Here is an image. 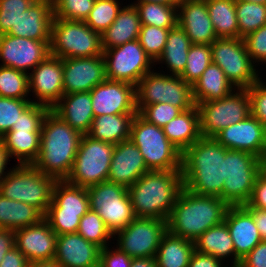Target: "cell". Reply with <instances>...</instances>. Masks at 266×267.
Wrapping results in <instances>:
<instances>
[{
	"label": "cell",
	"instance_id": "obj_36",
	"mask_svg": "<svg viewBox=\"0 0 266 267\" xmlns=\"http://www.w3.org/2000/svg\"><path fill=\"white\" fill-rule=\"evenodd\" d=\"M0 140L18 164H33L40 150L41 131H8Z\"/></svg>",
	"mask_w": 266,
	"mask_h": 267
},
{
	"label": "cell",
	"instance_id": "obj_34",
	"mask_svg": "<svg viewBox=\"0 0 266 267\" xmlns=\"http://www.w3.org/2000/svg\"><path fill=\"white\" fill-rule=\"evenodd\" d=\"M194 251V242L167 231L155 256L157 267H188Z\"/></svg>",
	"mask_w": 266,
	"mask_h": 267
},
{
	"label": "cell",
	"instance_id": "obj_27",
	"mask_svg": "<svg viewBox=\"0 0 266 267\" xmlns=\"http://www.w3.org/2000/svg\"><path fill=\"white\" fill-rule=\"evenodd\" d=\"M224 221L233 240L235 255L241 260L262 240L254 218L243 205L229 206Z\"/></svg>",
	"mask_w": 266,
	"mask_h": 267
},
{
	"label": "cell",
	"instance_id": "obj_6",
	"mask_svg": "<svg viewBox=\"0 0 266 267\" xmlns=\"http://www.w3.org/2000/svg\"><path fill=\"white\" fill-rule=\"evenodd\" d=\"M130 140L139 148L151 170H182V153L168 140L161 127L135 115Z\"/></svg>",
	"mask_w": 266,
	"mask_h": 267
},
{
	"label": "cell",
	"instance_id": "obj_47",
	"mask_svg": "<svg viewBox=\"0 0 266 267\" xmlns=\"http://www.w3.org/2000/svg\"><path fill=\"white\" fill-rule=\"evenodd\" d=\"M32 103L31 99L0 97V137L12 129L19 116Z\"/></svg>",
	"mask_w": 266,
	"mask_h": 267
},
{
	"label": "cell",
	"instance_id": "obj_37",
	"mask_svg": "<svg viewBox=\"0 0 266 267\" xmlns=\"http://www.w3.org/2000/svg\"><path fill=\"white\" fill-rule=\"evenodd\" d=\"M190 46L189 37L177 25L169 30L163 53L156 62H164L171 75H180L186 66Z\"/></svg>",
	"mask_w": 266,
	"mask_h": 267
},
{
	"label": "cell",
	"instance_id": "obj_38",
	"mask_svg": "<svg viewBox=\"0 0 266 267\" xmlns=\"http://www.w3.org/2000/svg\"><path fill=\"white\" fill-rule=\"evenodd\" d=\"M217 38H239L235 0H205Z\"/></svg>",
	"mask_w": 266,
	"mask_h": 267
},
{
	"label": "cell",
	"instance_id": "obj_39",
	"mask_svg": "<svg viewBox=\"0 0 266 267\" xmlns=\"http://www.w3.org/2000/svg\"><path fill=\"white\" fill-rule=\"evenodd\" d=\"M139 12L141 25L172 29L178 25V5L159 3H132Z\"/></svg>",
	"mask_w": 266,
	"mask_h": 267
},
{
	"label": "cell",
	"instance_id": "obj_12",
	"mask_svg": "<svg viewBox=\"0 0 266 267\" xmlns=\"http://www.w3.org/2000/svg\"><path fill=\"white\" fill-rule=\"evenodd\" d=\"M210 47L212 62L223 70L235 88L247 89L261 78L255 68L257 65L247 53L243 38H217Z\"/></svg>",
	"mask_w": 266,
	"mask_h": 267
},
{
	"label": "cell",
	"instance_id": "obj_60",
	"mask_svg": "<svg viewBox=\"0 0 266 267\" xmlns=\"http://www.w3.org/2000/svg\"><path fill=\"white\" fill-rule=\"evenodd\" d=\"M10 152L9 150L6 148L5 144L0 140V183L3 180V178L9 173L6 172L5 170H7V166L8 165V161L10 162Z\"/></svg>",
	"mask_w": 266,
	"mask_h": 267
},
{
	"label": "cell",
	"instance_id": "obj_56",
	"mask_svg": "<svg viewBox=\"0 0 266 267\" xmlns=\"http://www.w3.org/2000/svg\"><path fill=\"white\" fill-rule=\"evenodd\" d=\"M29 261L16 246L11 248L4 256L0 267H28Z\"/></svg>",
	"mask_w": 266,
	"mask_h": 267
},
{
	"label": "cell",
	"instance_id": "obj_53",
	"mask_svg": "<svg viewBox=\"0 0 266 267\" xmlns=\"http://www.w3.org/2000/svg\"><path fill=\"white\" fill-rule=\"evenodd\" d=\"M132 259L118 247L111 250L107 246L101 249L99 267H130Z\"/></svg>",
	"mask_w": 266,
	"mask_h": 267
},
{
	"label": "cell",
	"instance_id": "obj_8",
	"mask_svg": "<svg viewBox=\"0 0 266 267\" xmlns=\"http://www.w3.org/2000/svg\"><path fill=\"white\" fill-rule=\"evenodd\" d=\"M89 210L87 188L56 181L44 219L57 235L77 233L82 216Z\"/></svg>",
	"mask_w": 266,
	"mask_h": 267
},
{
	"label": "cell",
	"instance_id": "obj_57",
	"mask_svg": "<svg viewBox=\"0 0 266 267\" xmlns=\"http://www.w3.org/2000/svg\"><path fill=\"white\" fill-rule=\"evenodd\" d=\"M223 263L214 256L194 251L188 267H227Z\"/></svg>",
	"mask_w": 266,
	"mask_h": 267
},
{
	"label": "cell",
	"instance_id": "obj_63",
	"mask_svg": "<svg viewBox=\"0 0 266 267\" xmlns=\"http://www.w3.org/2000/svg\"><path fill=\"white\" fill-rule=\"evenodd\" d=\"M259 172L264 178H266V146L259 156Z\"/></svg>",
	"mask_w": 266,
	"mask_h": 267
},
{
	"label": "cell",
	"instance_id": "obj_2",
	"mask_svg": "<svg viewBox=\"0 0 266 267\" xmlns=\"http://www.w3.org/2000/svg\"><path fill=\"white\" fill-rule=\"evenodd\" d=\"M82 136L50 110L42 124L40 150L32 165L56 181L66 180Z\"/></svg>",
	"mask_w": 266,
	"mask_h": 267
},
{
	"label": "cell",
	"instance_id": "obj_44",
	"mask_svg": "<svg viewBox=\"0 0 266 267\" xmlns=\"http://www.w3.org/2000/svg\"><path fill=\"white\" fill-rule=\"evenodd\" d=\"M118 0H95L84 21L93 31L102 34L116 19L121 8Z\"/></svg>",
	"mask_w": 266,
	"mask_h": 267
},
{
	"label": "cell",
	"instance_id": "obj_10",
	"mask_svg": "<svg viewBox=\"0 0 266 267\" xmlns=\"http://www.w3.org/2000/svg\"><path fill=\"white\" fill-rule=\"evenodd\" d=\"M115 145L83 134L72 169L65 181L89 188L108 180Z\"/></svg>",
	"mask_w": 266,
	"mask_h": 267
},
{
	"label": "cell",
	"instance_id": "obj_23",
	"mask_svg": "<svg viewBox=\"0 0 266 267\" xmlns=\"http://www.w3.org/2000/svg\"><path fill=\"white\" fill-rule=\"evenodd\" d=\"M178 25L191 44H209L217 39L205 0H179Z\"/></svg>",
	"mask_w": 266,
	"mask_h": 267
},
{
	"label": "cell",
	"instance_id": "obj_22",
	"mask_svg": "<svg viewBox=\"0 0 266 267\" xmlns=\"http://www.w3.org/2000/svg\"><path fill=\"white\" fill-rule=\"evenodd\" d=\"M57 234L48 222L39 223L15 230V246L29 262L53 260L56 254Z\"/></svg>",
	"mask_w": 266,
	"mask_h": 267
},
{
	"label": "cell",
	"instance_id": "obj_19",
	"mask_svg": "<svg viewBox=\"0 0 266 267\" xmlns=\"http://www.w3.org/2000/svg\"><path fill=\"white\" fill-rule=\"evenodd\" d=\"M37 103L52 109L64 95L63 59L49 55L29 72V92Z\"/></svg>",
	"mask_w": 266,
	"mask_h": 267
},
{
	"label": "cell",
	"instance_id": "obj_20",
	"mask_svg": "<svg viewBox=\"0 0 266 267\" xmlns=\"http://www.w3.org/2000/svg\"><path fill=\"white\" fill-rule=\"evenodd\" d=\"M107 79L103 55L63 59L64 95L88 92Z\"/></svg>",
	"mask_w": 266,
	"mask_h": 267
},
{
	"label": "cell",
	"instance_id": "obj_28",
	"mask_svg": "<svg viewBox=\"0 0 266 267\" xmlns=\"http://www.w3.org/2000/svg\"><path fill=\"white\" fill-rule=\"evenodd\" d=\"M51 110L82 134L90 131L94 119L90 91L63 95Z\"/></svg>",
	"mask_w": 266,
	"mask_h": 267
},
{
	"label": "cell",
	"instance_id": "obj_61",
	"mask_svg": "<svg viewBox=\"0 0 266 267\" xmlns=\"http://www.w3.org/2000/svg\"><path fill=\"white\" fill-rule=\"evenodd\" d=\"M130 267H157L155 258H133Z\"/></svg>",
	"mask_w": 266,
	"mask_h": 267
},
{
	"label": "cell",
	"instance_id": "obj_15",
	"mask_svg": "<svg viewBox=\"0 0 266 267\" xmlns=\"http://www.w3.org/2000/svg\"><path fill=\"white\" fill-rule=\"evenodd\" d=\"M167 231V220L135 218L114 234L117 238L116 247L131 258H155L162 237Z\"/></svg>",
	"mask_w": 266,
	"mask_h": 267
},
{
	"label": "cell",
	"instance_id": "obj_3",
	"mask_svg": "<svg viewBox=\"0 0 266 267\" xmlns=\"http://www.w3.org/2000/svg\"><path fill=\"white\" fill-rule=\"evenodd\" d=\"M228 207L218 196L198 195L183 187L167 219L168 232L194 242L224 221Z\"/></svg>",
	"mask_w": 266,
	"mask_h": 267
},
{
	"label": "cell",
	"instance_id": "obj_13",
	"mask_svg": "<svg viewBox=\"0 0 266 267\" xmlns=\"http://www.w3.org/2000/svg\"><path fill=\"white\" fill-rule=\"evenodd\" d=\"M236 91L222 99L197 104L202 137L214 138L224 128L244 120L251 114L247 89Z\"/></svg>",
	"mask_w": 266,
	"mask_h": 267
},
{
	"label": "cell",
	"instance_id": "obj_51",
	"mask_svg": "<svg viewBox=\"0 0 266 267\" xmlns=\"http://www.w3.org/2000/svg\"><path fill=\"white\" fill-rule=\"evenodd\" d=\"M260 78L247 88L250 98L251 115L258 119L266 128V83Z\"/></svg>",
	"mask_w": 266,
	"mask_h": 267
},
{
	"label": "cell",
	"instance_id": "obj_5",
	"mask_svg": "<svg viewBox=\"0 0 266 267\" xmlns=\"http://www.w3.org/2000/svg\"><path fill=\"white\" fill-rule=\"evenodd\" d=\"M56 180L32 164H17L0 183V194L14 201L24 202L45 215L52 201Z\"/></svg>",
	"mask_w": 266,
	"mask_h": 267
},
{
	"label": "cell",
	"instance_id": "obj_31",
	"mask_svg": "<svg viewBox=\"0 0 266 267\" xmlns=\"http://www.w3.org/2000/svg\"><path fill=\"white\" fill-rule=\"evenodd\" d=\"M140 28L136 7L129 4L124 6L114 22L101 34L103 51L138 39Z\"/></svg>",
	"mask_w": 266,
	"mask_h": 267
},
{
	"label": "cell",
	"instance_id": "obj_49",
	"mask_svg": "<svg viewBox=\"0 0 266 267\" xmlns=\"http://www.w3.org/2000/svg\"><path fill=\"white\" fill-rule=\"evenodd\" d=\"M181 112L180 108L169 103H156L145 105L138 111V114L147 122L162 128Z\"/></svg>",
	"mask_w": 266,
	"mask_h": 267
},
{
	"label": "cell",
	"instance_id": "obj_40",
	"mask_svg": "<svg viewBox=\"0 0 266 267\" xmlns=\"http://www.w3.org/2000/svg\"><path fill=\"white\" fill-rule=\"evenodd\" d=\"M239 38L258 30L266 24V5L235 0Z\"/></svg>",
	"mask_w": 266,
	"mask_h": 267
},
{
	"label": "cell",
	"instance_id": "obj_59",
	"mask_svg": "<svg viewBox=\"0 0 266 267\" xmlns=\"http://www.w3.org/2000/svg\"><path fill=\"white\" fill-rule=\"evenodd\" d=\"M253 216L255 226L257 227L261 239L266 240V210L246 208Z\"/></svg>",
	"mask_w": 266,
	"mask_h": 267
},
{
	"label": "cell",
	"instance_id": "obj_17",
	"mask_svg": "<svg viewBox=\"0 0 266 267\" xmlns=\"http://www.w3.org/2000/svg\"><path fill=\"white\" fill-rule=\"evenodd\" d=\"M49 55L50 41H36L8 34L0 35V60L2 61L0 66L28 73Z\"/></svg>",
	"mask_w": 266,
	"mask_h": 267
},
{
	"label": "cell",
	"instance_id": "obj_7",
	"mask_svg": "<svg viewBox=\"0 0 266 267\" xmlns=\"http://www.w3.org/2000/svg\"><path fill=\"white\" fill-rule=\"evenodd\" d=\"M50 55L61 59L103 55L101 34L84 21L53 17Z\"/></svg>",
	"mask_w": 266,
	"mask_h": 267
},
{
	"label": "cell",
	"instance_id": "obj_46",
	"mask_svg": "<svg viewBox=\"0 0 266 267\" xmlns=\"http://www.w3.org/2000/svg\"><path fill=\"white\" fill-rule=\"evenodd\" d=\"M95 0H53L55 18L85 21Z\"/></svg>",
	"mask_w": 266,
	"mask_h": 267
},
{
	"label": "cell",
	"instance_id": "obj_62",
	"mask_svg": "<svg viewBox=\"0 0 266 267\" xmlns=\"http://www.w3.org/2000/svg\"><path fill=\"white\" fill-rule=\"evenodd\" d=\"M28 267H61L54 259L29 262Z\"/></svg>",
	"mask_w": 266,
	"mask_h": 267
},
{
	"label": "cell",
	"instance_id": "obj_32",
	"mask_svg": "<svg viewBox=\"0 0 266 267\" xmlns=\"http://www.w3.org/2000/svg\"><path fill=\"white\" fill-rule=\"evenodd\" d=\"M193 99L197 105L200 102L222 99L236 88L227 79L223 70L215 63H211L201 77L192 85Z\"/></svg>",
	"mask_w": 266,
	"mask_h": 267
},
{
	"label": "cell",
	"instance_id": "obj_4",
	"mask_svg": "<svg viewBox=\"0 0 266 267\" xmlns=\"http://www.w3.org/2000/svg\"><path fill=\"white\" fill-rule=\"evenodd\" d=\"M182 188V170H151L127 190L136 218L167 220Z\"/></svg>",
	"mask_w": 266,
	"mask_h": 267
},
{
	"label": "cell",
	"instance_id": "obj_18",
	"mask_svg": "<svg viewBox=\"0 0 266 267\" xmlns=\"http://www.w3.org/2000/svg\"><path fill=\"white\" fill-rule=\"evenodd\" d=\"M94 117L101 115L137 114L136 86L106 79L91 91Z\"/></svg>",
	"mask_w": 266,
	"mask_h": 267
},
{
	"label": "cell",
	"instance_id": "obj_9",
	"mask_svg": "<svg viewBox=\"0 0 266 267\" xmlns=\"http://www.w3.org/2000/svg\"><path fill=\"white\" fill-rule=\"evenodd\" d=\"M169 103L186 111L196 104L193 99L192 85L179 75L161 74L153 70L143 76L136 85V108L145 105Z\"/></svg>",
	"mask_w": 266,
	"mask_h": 267
},
{
	"label": "cell",
	"instance_id": "obj_29",
	"mask_svg": "<svg viewBox=\"0 0 266 267\" xmlns=\"http://www.w3.org/2000/svg\"><path fill=\"white\" fill-rule=\"evenodd\" d=\"M168 140L183 154L202 135L200 131V114L197 105L182 111L164 127Z\"/></svg>",
	"mask_w": 266,
	"mask_h": 267
},
{
	"label": "cell",
	"instance_id": "obj_1",
	"mask_svg": "<svg viewBox=\"0 0 266 267\" xmlns=\"http://www.w3.org/2000/svg\"><path fill=\"white\" fill-rule=\"evenodd\" d=\"M215 138L201 137L182 154L183 187L198 195L223 200L225 153Z\"/></svg>",
	"mask_w": 266,
	"mask_h": 267
},
{
	"label": "cell",
	"instance_id": "obj_26",
	"mask_svg": "<svg viewBox=\"0 0 266 267\" xmlns=\"http://www.w3.org/2000/svg\"><path fill=\"white\" fill-rule=\"evenodd\" d=\"M53 17V0H36L6 34L36 41H51Z\"/></svg>",
	"mask_w": 266,
	"mask_h": 267
},
{
	"label": "cell",
	"instance_id": "obj_30",
	"mask_svg": "<svg viewBox=\"0 0 266 267\" xmlns=\"http://www.w3.org/2000/svg\"><path fill=\"white\" fill-rule=\"evenodd\" d=\"M194 246L195 251L214 256L222 262L232 257L230 267H238L240 264L225 221L206 230L194 241Z\"/></svg>",
	"mask_w": 266,
	"mask_h": 267
},
{
	"label": "cell",
	"instance_id": "obj_21",
	"mask_svg": "<svg viewBox=\"0 0 266 267\" xmlns=\"http://www.w3.org/2000/svg\"><path fill=\"white\" fill-rule=\"evenodd\" d=\"M228 150L243 151L258 157L266 146V128L251 114L214 137Z\"/></svg>",
	"mask_w": 266,
	"mask_h": 267
},
{
	"label": "cell",
	"instance_id": "obj_35",
	"mask_svg": "<svg viewBox=\"0 0 266 267\" xmlns=\"http://www.w3.org/2000/svg\"><path fill=\"white\" fill-rule=\"evenodd\" d=\"M42 219L44 215L37 208L0 194V228L15 231L39 223Z\"/></svg>",
	"mask_w": 266,
	"mask_h": 267
},
{
	"label": "cell",
	"instance_id": "obj_50",
	"mask_svg": "<svg viewBox=\"0 0 266 267\" xmlns=\"http://www.w3.org/2000/svg\"><path fill=\"white\" fill-rule=\"evenodd\" d=\"M51 109L32 103L14 123L10 131H41L45 116Z\"/></svg>",
	"mask_w": 266,
	"mask_h": 267
},
{
	"label": "cell",
	"instance_id": "obj_16",
	"mask_svg": "<svg viewBox=\"0 0 266 267\" xmlns=\"http://www.w3.org/2000/svg\"><path fill=\"white\" fill-rule=\"evenodd\" d=\"M107 79L136 86L154 62L138 39L103 51Z\"/></svg>",
	"mask_w": 266,
	"mask_h": 267
},
{
	"label": "cell",
	"instance_id": "obj_65",
	"mask_svg": "<svg viewBox=\"0 0 266 267\" xmlns=\"http://www.w3.org/2000/svg\"><path fill=\"white\" fill-rule=\"evenodd\" d=\"M240 1H247V2H253V3L266 5V0H240Z\"/></svg>",
	"mask_w": 266,
	"mask_h": 267
},
{
	"label": "cell",
	"instance_id": "obj_45",
	"mask_svg": "<svg viewBox=\"0 0 266 267\" xmlns=\"http://www.w3.org/2000/svg\"><path fill=\"white\" fill-rule=\"evenodd\" d=\"M169 30L151 25H141L138 41L154 63L163 53Z\"/></svg>",
	"mask_w": 266,
	"mask_h": 267
},
{
	"label": "cell",
	"instance_id": "obj_25",
	"mask_svg": "<svg viewBox=\"0 0 266 267\" xmlns=\"http://www.w3.org/2000/svg\"><path fill=\"white\" fill-rule=\"evenodd\" d=\"M101 247L79 233L57 235L54 260L61 267H99Z\"/></svg>",
	"mask_w": 266,
	"mask_h": 267
},
{
	"label": "cell",
	"instance_id": "obj_54",
	"mask_svg": "<svg viewBox=\"0 0 266 267\" xmlns=\"http://www.w3.org/2000/svg\"><path fill=\"white\" fill-rule=\"evenodd\" d=\"M245 208L266 210V178L262 175L256 177L249 201L243 205Z\"/></svg>",
	"mask_w": 266,
	"mask_h": 267
},
{
	"label": "cell",
	"instance_id": "obj_33",
	"mask_svg": "<svg viewBox=\"0 0 266 267\" xmlns=\"http://www.w3.org/2000/svg\"><path fill=\"white\" fill-rule=\"evenodd\" d=\"M136 114H108L94 117L90 131L92 139L114 145L130 139L131 125Z\"/></svg>",
	"mask_w": 266,
	"mask_h": 267
},
{
	"label": "cell",
	"instance_id": "obj_58",
	"mask_svg": "<svg viewBox=\"0 0 266 267\" xmlns=\"http://www.w3.org/2000/svg\"><path fill=\"white\" fill-rule=\"evenodd\" d=\"M15 246V231L8 228H0V263L6 253Z\"/></svg>",
	"mask_w": 266,
	"mask_h": 267
},
{
	"label": "cell",
	"instance_id": "obj_11",
	"mask_svg": "<svg viewBox=\"0 0 266 267\" xmlns=\"http://www.w3.org/2000/svg\"><path fill=\"white\" fill-rule=\"evenodd\" d=\"M87 192L90 210L99 214L113 235L136 218L125 187L106 181L87 188Z\"/></svg>",
	"mask_w": 266,
	"mask_h": 267
},
{
	"label": "cell",
	"instance_id": "obj_24",
	"mask_svg": "<svg viewBox=\"0 0 266 267\" xmlns=\"http://www.w3.org/2000/svg\"><path fill=\"white\" fill-rule=\"evenodd\" d=\"M149 171L139 148L129 139L115 145L107 181L128 189Z\"/></svg>",
	"mask_w": 266,
	"mask_h": 267
},
{
	"label": "cell",
	"instance_id": "obj_14",
	"mask_svg": "<svg viewBox=\"0 0 266 267\" xmlns=\"http://www.w3.org/2000/svg\"><path fill=\"white\" fill-rule=\"evenodd\" d=\"M259 174L258 157L243 151L228 150L225 153L223 201L229 206L245 205Z\"/></svg>",
	"mask_w": 266,
	"mask_h": 267
},
{
	"label": "cell",
	"instance_id": "obj_52",
	"mask_svg": "<svg viewBox=\"0 0 266 267\" xmlns=\"http://www.w3.org/2000/svg\"><path fill=\"white\" fill-rule=\"evenodd\" d=\"M243 41L252 61L266 64V24L245 36Z\"/></svg>",
	"mask_w": 266,
	"mask_h": 267
},
{
	"label": "cell",
	"instance_id": "obj_42",
	"mask_svg": "<svg viewBox=\"0 0 266 267\" xmlns=\"http://www.w3.org/2000/svg\"><path fill=\"white\" fill-rule=\"evenodd\" d=\"M212 63L209 44H191L184 71L179 75L185 82L193 85Z\"/></svg>",
	"mask_w": 266,
	"mask_h": 267
},
{
	"label": "cell",
	"instance_id": "obj_41",
	"mask_svg": "<svg viewBox=\"0 0 266 267\" xmlns=\"http://www.w3.org/2000/svg\"><path fill=\"white\" fill-rule=\"evenodd\" d=\"M29 73L0 66V97L30 99Z\"/></svg>",
	"mask_w": 266,
	"mask_h": 267
},
{
	"label": "cell",
	"instance_id": "obj_43",
	"mask_svg": "<svg viewBox=\"0 0 266 267\" xmlns=\"http://www.w3.org/2000/svg\"><path fill=\"white\" fill-rule=\"evenodd\" d=\"M77 233L101 248L110 246L108 242L114 237L99 214L92 210L82 216Z\"/></svg>",
	"mask_w": 266,
	"mask_h": 267
},
{
	"label": "cell",
	"instance_id": "obj_64",
	"mask_svg": "<svg viewBox=\"0 0 266 267\" xmlns=\"http://www.w3.org/2000/svg\"><path fill=\"white\" fill-rule=\"evenodd\" d=\"M141 2H151V3H159L163 5H178L179 0H137L135 3H141Z\"/></svg>",
	"mask_w": 266,
	"mask_h": 267
},
{
	"label": "cell",
	"instance_id": "obj_55",
	"mask_svg": "<svg viewBox=\"0 0 266 267\" xmlns=\"http://www.w3.org/2000/svg\"><path fill=\"white\" fill-rule=\"evenodd\" d=\"M238 267H266V240H261L243 257Z\"/></svg>",
	"mask_w": 266,
	"mask_h": 267
},
{
	"label": "cell",
	"instance_id": "obj_48",
	"mask_svg": "<svg viewBox=\"0 0 266 267\" xmlns=\"http://www.w3.org/2000/svg\"><path fill=\"white\" fill-rule=\"evenodd\" d=\"M36 0H0V35L6 34Z\"/></svg>",
	"mask_w": 266,
	"mask_h": 267
}]
</instances>
